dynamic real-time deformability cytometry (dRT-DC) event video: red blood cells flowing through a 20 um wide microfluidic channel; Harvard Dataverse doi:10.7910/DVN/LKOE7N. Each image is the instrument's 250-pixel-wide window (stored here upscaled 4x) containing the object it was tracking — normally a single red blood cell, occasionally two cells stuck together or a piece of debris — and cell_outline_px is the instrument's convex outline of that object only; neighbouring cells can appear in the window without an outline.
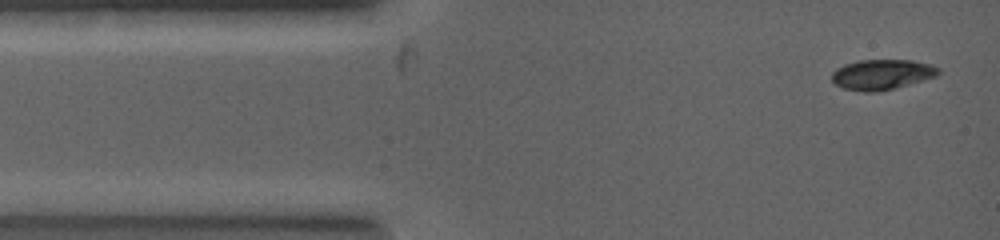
{"species": "common noctule bat (a hibernating species)", "species_latin": "Nyctalus noctula", "temperature_condition": "warm", "stored_images_in_passage": 22, "camera_frame_rate_fps": 5000, "um_per_image_px": 0.085, "animal": {"sex": "female", "body_mass_g": 19.0, "forearm_length_mm": 53.3}, "frame": {"image": 1, "passage_image": 1, "time_ms": 0.0, "image_size_px": [1000, 240], "cell_outline_px": [[940, 72], [936, 76], [908, 84], [876, 92], [864, 92], [844, 88], [836, 84], [832, 80], [832, 72], [836, 68], [844, 64], [860, 60], [912, 60], [928, 64], [936, 68]], "centroid_in_image_um": [74.91, 6.32], "position_along_channel_um": 10.1, "area_um2": 18.44}}
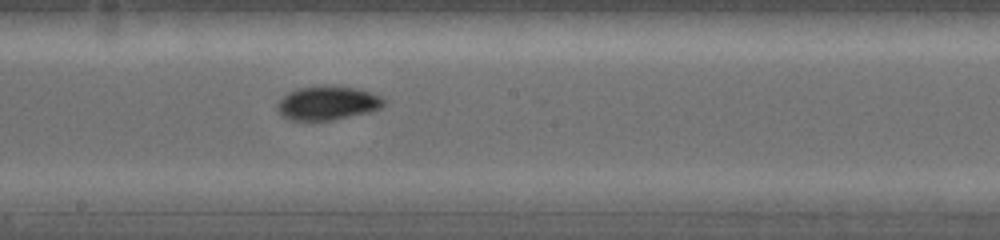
{"frame": {"image": 2, "passage_image": 18, "time_ms": 4.2, "image_size_px": [1000, 240], "cell_outline_px": [[384, 104], [380, 108], [368, 112], [332, 120], [288, 120], [280, 112], [280, 100], [284, 96], [300, 88], [356, 88], [368, 92], [384, 100]], "centroid_in_image_um": [27.86, 8.81], "position_along_channel_um": 220.3, "area_um2": 19.65}}
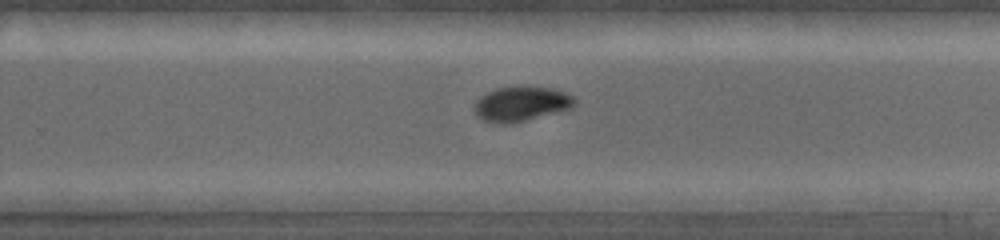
{"frame": {"image": 3, "passage_image": 22, "time_ms": 5.2, "image_size_px": [1000, 240], "cell_outline_px": [[576, 100], [568, 108], [524, 120], [508, 124], [504, 124], [480, 120], [476, 112], [476, 100], [488, 92], [500, 88], [552, 88], [564, 92], [572, 96]], "centroid_in_image_um": [44.26, 8.85], "position_along_channel_um": 285.5, "area_um2": 19.19}}